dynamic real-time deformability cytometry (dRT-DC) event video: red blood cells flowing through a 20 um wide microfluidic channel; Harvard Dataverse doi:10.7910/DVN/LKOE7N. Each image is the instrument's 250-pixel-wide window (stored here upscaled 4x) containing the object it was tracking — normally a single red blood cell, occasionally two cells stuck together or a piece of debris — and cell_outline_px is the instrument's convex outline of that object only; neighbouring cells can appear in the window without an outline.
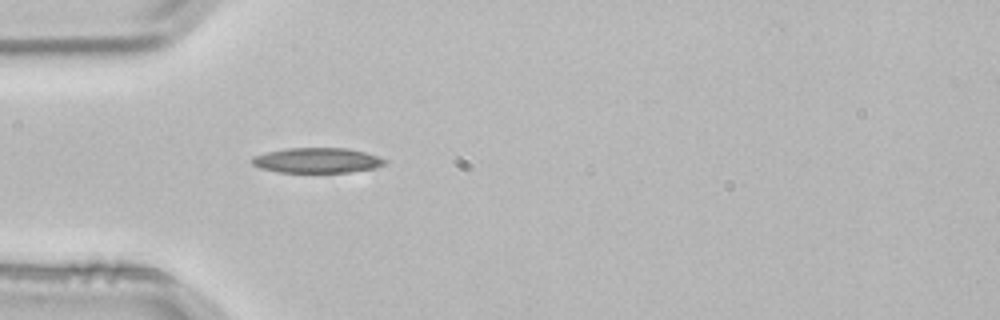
{"species": "common noctule bat (a hibernating species)", "species_latin": "Nyctalus noctula", "temperature_condition": "room temperature", "stored_images_in_passage": 2, "camera_frame_rate_fps": 3000, "um_per_image_px": 0.085, "animal": {"sex": "male", "body_mass_g": 21.5, "forearm_length_mm": 52.0}, "frame": {"image": 1, "passage_image": 1, "time_ms": 0.0, "image_size_px": [1000, 320], "cell_outline_px": [[388, 160], [384, 164], [376, 168], [348, 172], [276, 172], [260, 168], [252, 164], [252, 156], [268, 152], [288, 148], [348, 148], [364, 152]], "centroid_in_image_um": [26.95, 13.63], "position_along_channel_um": 58.1, "area_um2": 19.36}}